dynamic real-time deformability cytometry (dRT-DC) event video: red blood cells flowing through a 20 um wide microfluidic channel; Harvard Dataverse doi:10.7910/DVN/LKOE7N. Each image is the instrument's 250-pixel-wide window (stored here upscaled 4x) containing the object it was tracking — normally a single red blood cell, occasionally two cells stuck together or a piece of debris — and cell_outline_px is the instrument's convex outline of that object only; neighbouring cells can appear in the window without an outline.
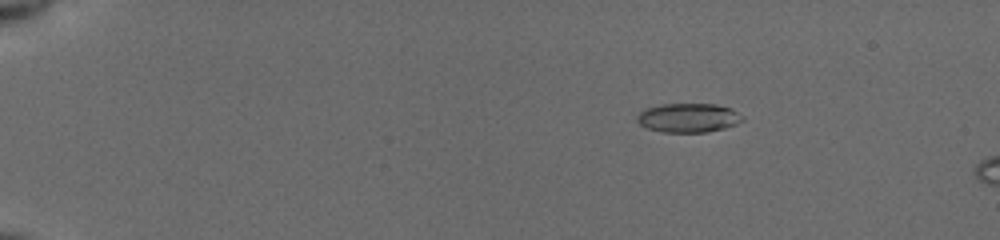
{"species": "common noctule bat (a hibernating species)", "species_latin": "Nyctalus noctula", "temperature_condition": "cold", "stored_images_in_passage": 46, "segment_of_instrument_passage": [1, 2], "camera_frame_rate_fps": 3000, "um_per_image_px": 0.085, "animal": {"sex": "female", "body_mass_g": 19.5, "forearm_length_mm": 54.1}, "frame": {"image": 1, "passage_image": 1, "time_ms": 0.0, "image_size_px": [1000, 240], "cell_outline_px": [[744, 120], [736, 124], [724, 128], [704, 132], [664, 132], [648, 128], [640, 124], [636, 120], [636, 116], [644, 108], [660, 104], [716, 104], [732, 108], [744, 116]], "centroid_in_image_um": [58.52, 10.0], "position_along_channel_um": 26.5, "area_um2": 17.98}}
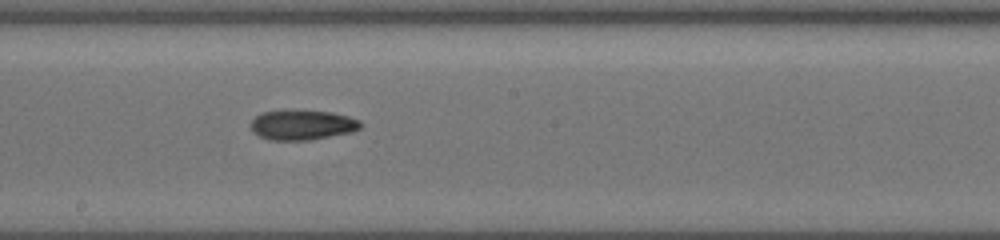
{"frame": {"image": 2, "passage_image": 24, "time_ms": 7.667, "image_size_px": [1000, 240], "cell_outline_px": [[360, 128], [352, 132], [308, 140], [272, 140], [260, 136], [252, 132], [248, 124], [256, 116], [264, 112], [332, 112], [348, 116], [360, 120]], "centroid_in_image_um": [25.68, 10.65], "position_along_channel_um": 222.5, "area_um2": 18.61}}
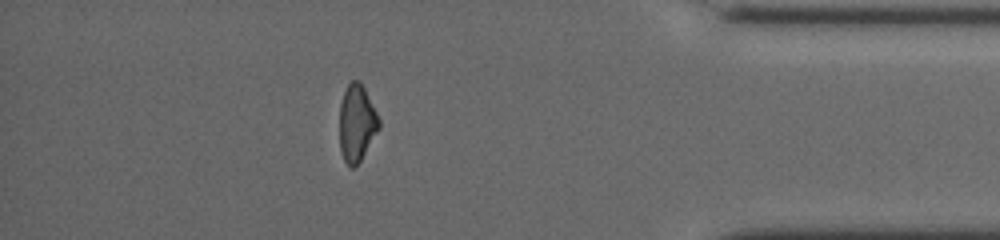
{"frame": {"image": 3, "passage_image": 40, "time_ms": 13.0, "image_size_px": [1000, 240], "cell_outline_px": [[380, 128], [360, 160], [352, 168], [344, 160], [340, 152], [340, 104], [344, 92], [348, 84], [352, 80], [360, 80], [380, 120]], "centroid_in_image_um": [30.32, 10.45], "position_along_channel_um": 404.9, "area_um2": 17.46}}